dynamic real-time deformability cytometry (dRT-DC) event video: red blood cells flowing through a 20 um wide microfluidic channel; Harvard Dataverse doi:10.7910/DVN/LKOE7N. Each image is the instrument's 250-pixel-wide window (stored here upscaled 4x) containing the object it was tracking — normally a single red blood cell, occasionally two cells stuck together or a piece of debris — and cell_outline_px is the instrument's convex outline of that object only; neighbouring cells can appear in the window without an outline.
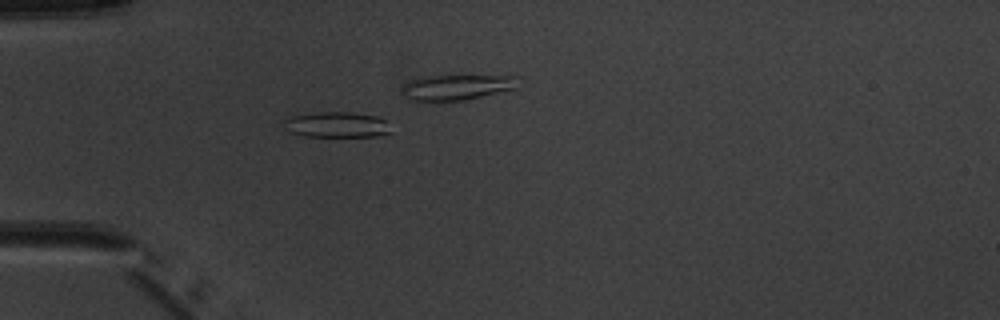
{"species": "common noctule bat (a hibernating species)", "species_latin": "Nyctalus noctula", "temperature_condition": "warm", "stored_images_in_passage": 6, "camera_frame_rate_fps": 3000, "um_per_image_px": 0.085, "animal": {"sex": "male", "body_mass_g": 20.1, "forearm_length_mm": 53.5}, "frame": {"image": 1, "passage_image": 4, "time_ms": 4.333, "image_size_px": [1000, 320], "cell_outline_px": [[392, 132], [376, 136], [304, 136], [292, 132], [284, 128], [284, 120], [288, 116], [320, 112], [348, 112], [380, 116], [384, 120]], "centroid_in_image_um": [28.61, 10.59], "position_along_channel_um": 56.4, "area_um2": 15.9}}
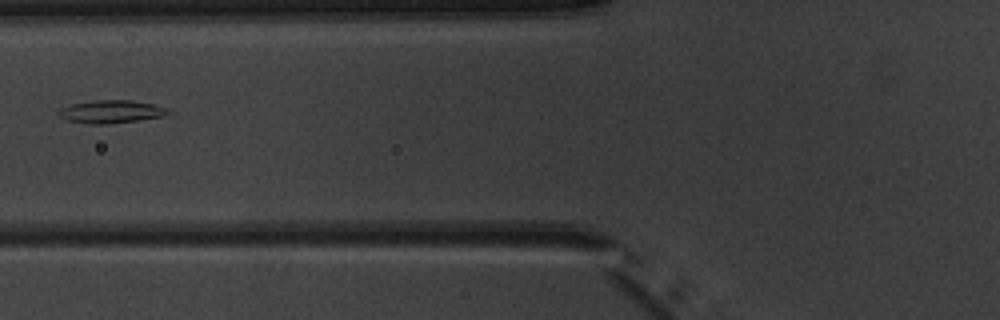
{"frame": {"image": 2, "passage_image": 6, "time_ms": 6.667, "image_size_px": [1000, 320], "cell_outline_px": [[172, 112], [164, 116], [140, 120], [108, 124], [88, 124], [68, 120], [60, 116], [56, 112], [60, 108], [72, 104], [96, 100], [132, 100], [172, 108]], "centroid_in_image_um": [9.5, 9.49], "position_along_channel_um": 116.3, "area_um2": 14.8}}